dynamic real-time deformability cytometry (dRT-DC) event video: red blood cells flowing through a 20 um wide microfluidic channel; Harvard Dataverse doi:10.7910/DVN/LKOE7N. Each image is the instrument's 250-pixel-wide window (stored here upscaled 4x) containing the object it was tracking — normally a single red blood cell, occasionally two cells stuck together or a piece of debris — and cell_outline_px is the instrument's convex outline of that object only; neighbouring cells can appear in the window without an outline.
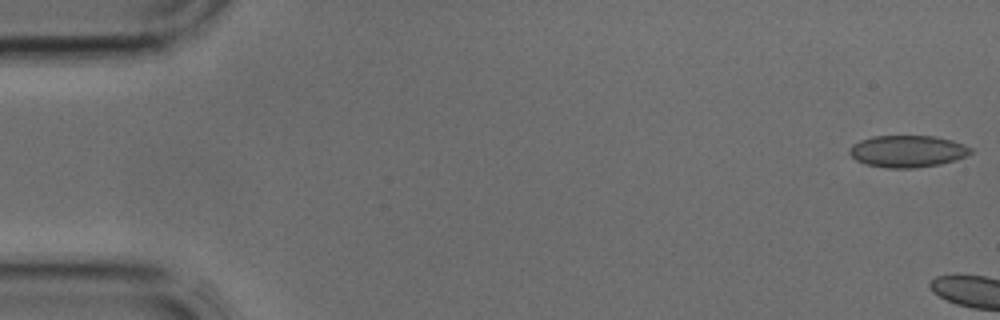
{"species": "common noctule bat (a hibernating species)", "species_latin": "Nyctalus noctula", "temperature_condition": "cold", "stored_images_in_passage": 4, "camera_frame_rate_fps": 3000, "um_per_image_px": 0.085, "animal": {"sex": "male", "body_mass_g": 17.9, "forearm_length_mm": 54.2}, "frame": {"image": 1, "passage_image": 1, "time_ms": 0.0, "image_size_px": [1000, 320], "cell_outline_px": [[972, 152], [956, 160], [940, 164], [912, 168], [888, 168], [868, 164], [856, 160], [848, 152], [852, 144], [860, 140], [872, 136], [932, 136], [952, 140], [964, 144], [972, 148]], "centroid_in_image_um": [77.13, 12.85], "position_along_channel_um": 7.9, "area_um2": 22.43}}